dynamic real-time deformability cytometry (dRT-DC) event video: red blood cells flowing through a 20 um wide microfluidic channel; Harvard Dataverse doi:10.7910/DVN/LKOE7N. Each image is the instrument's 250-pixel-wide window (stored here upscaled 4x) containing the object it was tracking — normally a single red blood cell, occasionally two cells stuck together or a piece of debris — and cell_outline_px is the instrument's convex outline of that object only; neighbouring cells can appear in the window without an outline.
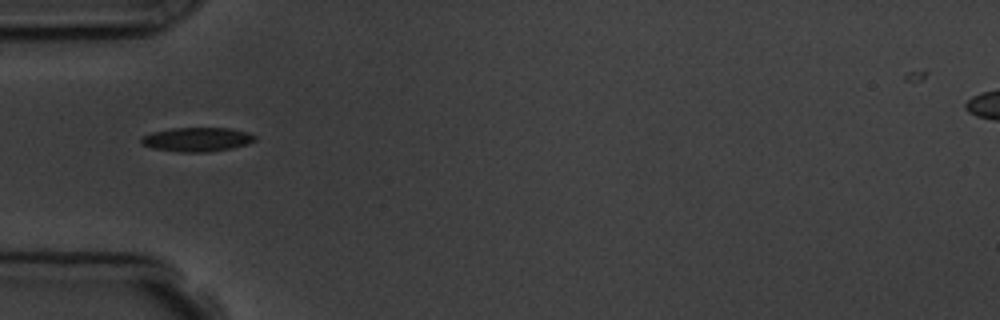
{"species": "common noctule bat (a hibernating species)", "species_latin": "Nyctalus noctula", "temperature_condition": "room temperature", "stored_images_in_passage": 3, "camera_frame_rate_fps": 3000, "um_per_image_px": 0.085, "animal": {"sex": "male", "body_mass_g": 19.5, "forearm_length_mm": 54.6}, "frame": {"image": 1, "passage_image": 1, "time_ms": 0.0, "image_size_px": [1000, 320], "cell_outline_px": [[256, 140], [248, 144], [232, 148], [208, 152], [176, 152], [152, 148], [140, 144], [140, 140], [144, 136], [152, 132], [172, 128], [232, 128], [248, 132], [256, 136]], "centroid_in_image_um": [16.76, 11.86], "position_along_channel_um": 68.2, "area_um2": 16.13}}